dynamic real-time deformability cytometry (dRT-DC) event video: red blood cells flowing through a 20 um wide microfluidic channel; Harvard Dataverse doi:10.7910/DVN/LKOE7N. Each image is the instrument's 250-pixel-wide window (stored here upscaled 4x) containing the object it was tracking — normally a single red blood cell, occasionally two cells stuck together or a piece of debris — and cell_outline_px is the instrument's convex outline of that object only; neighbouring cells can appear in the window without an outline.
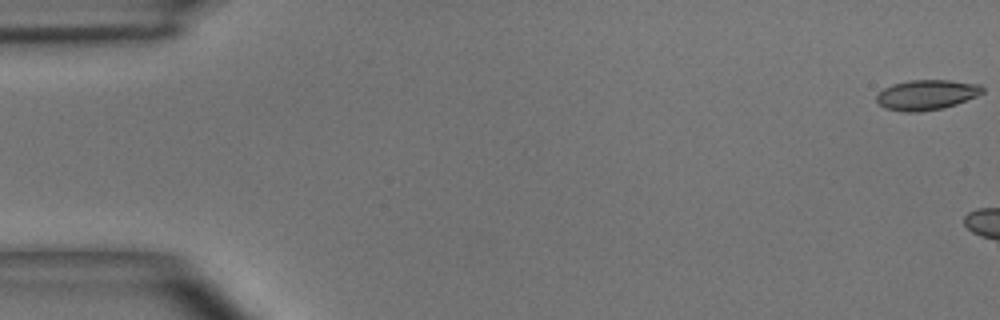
{"species": "common noctule bat (a hibernating species)", "species_latin": "Nyctalus noctula", "temperature_condition": "room temperature", "stored_images_in_passage": 6, "camera_frame_rate_fps": 3000, "um_per_image_px": 0.085, "animal": {"sex": "male", "body_mass_g": 15.6}, "frame": {"image": 1, "passage_image": 1, "time_ms": 0.0, "image_size_px": [1000, 320], "cell_outline_px": [[984, 92], [976, 96], [956, 104], [944, 108], [920, 112], [904, 112], [884, 108], [876, 100], [876, 96], [884, 88], [892, 84], [908, 80], [948, 80], [980, 84], [984, 88]], "centroid_in_image_um": [78.76, 8.06], "position_along_channel_um": 6.2, "area_um2": 18.67}}